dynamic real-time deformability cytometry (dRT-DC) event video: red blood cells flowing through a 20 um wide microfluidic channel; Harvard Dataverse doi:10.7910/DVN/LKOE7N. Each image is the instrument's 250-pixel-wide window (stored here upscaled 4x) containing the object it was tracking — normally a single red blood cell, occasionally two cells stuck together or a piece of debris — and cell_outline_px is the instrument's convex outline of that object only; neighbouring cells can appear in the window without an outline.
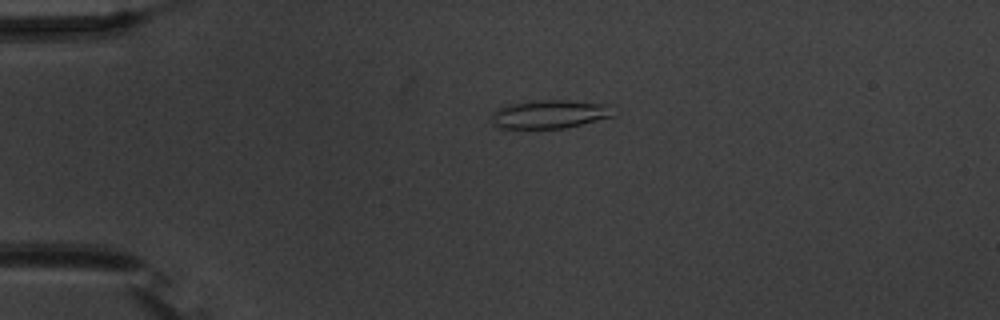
{"species": "common noctule bat (a hibernating species)", "species_latin": "Nyctalus noctula", "temperature_condition": "warm", "stored_images_in_passage": 43, "camera_frame_rate_fps": 3000, "um_per_image_px": 0.085, "animal": {"sex": "male", "body_mass_g": 20.1, "forearm_length_mm": 53.5}, "frame": {"image": 1, "passage_image": 1, "time_ms": 0.0, "image_size_px": [1000, 320], "cell_outline_px": [[616, 116], [564, 128], [500, 128], [492, 124], [492, 112], [496, 108], [508, 104], [540, 100], [564, 100], [608, 104]], "centroid_in_image_um": [46.7, 9.7], "position_along_channel_um": 38.3, "area_um2": 20.23}}
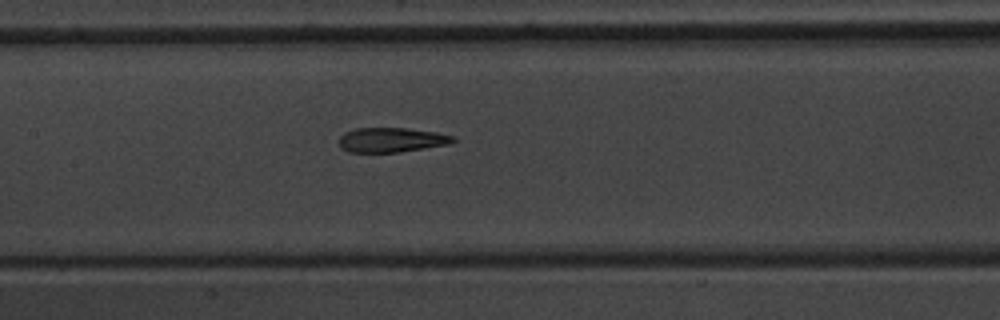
{"frame": {"image": 2, "passage_image": 15, "time_ms": 4.667, "image_size_px": [1000, 320], "cell_outline_px": [[456, 140], [448, 144], [400, 152], [348, 152], [340, 148], [340, 136], [344, 132], [356, 128], [404, 128], [436, 132], [456, 136]], "centroid_in_image_um": [33.26, 11.89], "position_along_channel_um": 174.1, "area_um2": 16.36}}
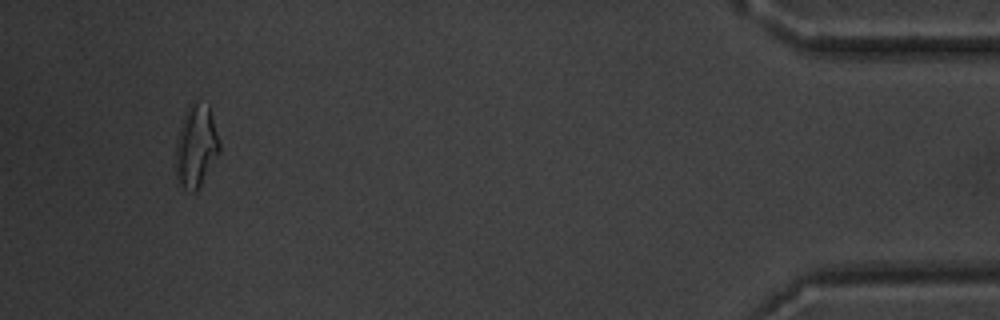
{"frame": {"image": 3, "passage_image": 40, "time_ms": 13.0, "image_size_px": [1000, 320], "cell_outline_px": [[220, 152], [196, 192], [192, 192], [176, 184], [176, 140], [184, 116], [188, 108], [196, 100], [208, 104], [220, 140]], "centroid_in_image_um": [16.67, 12.45], "position_along_channel_um": 418.5, "area_um2": 21.04}, "authors_computed_cell_mechanics": {"area_um2": 17.629, "velocity_mm_per_s": 3.7364, "shape_relaxation_time_tau1_ms": 5.1957, "shape_relaxation_time_tau2_ms": 2.0702, "deformation_change_tau1": 0.2049, "deformation_change_tau2": 0.1169}}